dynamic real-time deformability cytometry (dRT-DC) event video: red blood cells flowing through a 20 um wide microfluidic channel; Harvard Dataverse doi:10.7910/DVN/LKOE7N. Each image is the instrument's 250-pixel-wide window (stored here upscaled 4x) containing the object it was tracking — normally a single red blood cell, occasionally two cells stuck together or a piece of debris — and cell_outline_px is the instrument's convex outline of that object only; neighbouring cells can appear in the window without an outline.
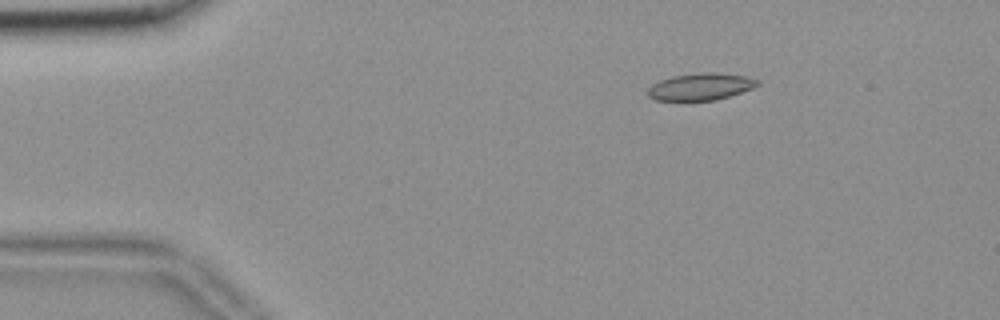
{"species": "common noctule bat (a hibernating species)", "species_latin": "Nyctalus noctula", "temperature_condition": "room temperature", "stored_images_in_passage": 47, "camera_frame_rate_fps": 3000, "um_per_image_px": 0.085, "animal": {"sex": "female", "body_mass_g": 18.4}, "frame": {"image": 1, "passage_image": 1, "time_ms": 0.0, "image_size_px": [1000, 320], "cell_outline_px": [[760, 84], [752, 88], [716, 100], [656, 100], [648, 96], [648, 88], [652, 84], [660, 80], [672, 76], [700, 72], [716, 72], [748, 76], [760, 80]], "centroid_in_image_um": [59.57, 7.35], "position_along_channel_um": 25.4, "area_um2": 17.28}}
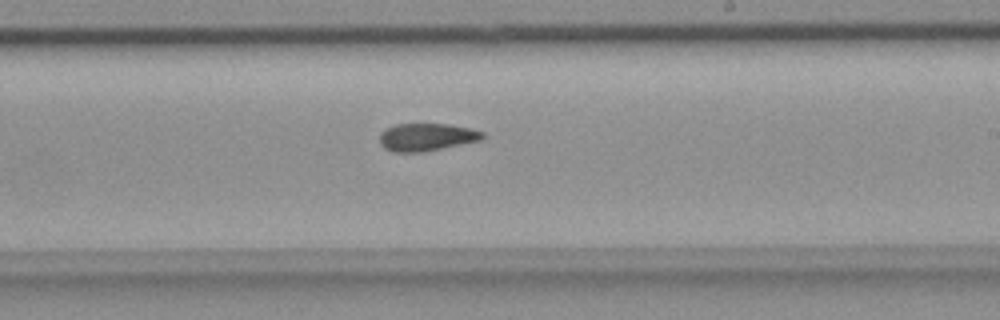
{"frame": {"image": 2, "passage_image": 25, "time_ms": 8.0, "image_size_px": [1000, 320], "cell_outline_px": [[484, 136], [480, 140], [424, 152], [392, 152], [384, 148], [380, 144], [380, 132], [396, 124], [448, 124], [472, 128], [484, 132]], "centroid_in_image_um": [36.25, 11.65], "position_along_channel_um": 252.7, "area_um2": 16.59}}
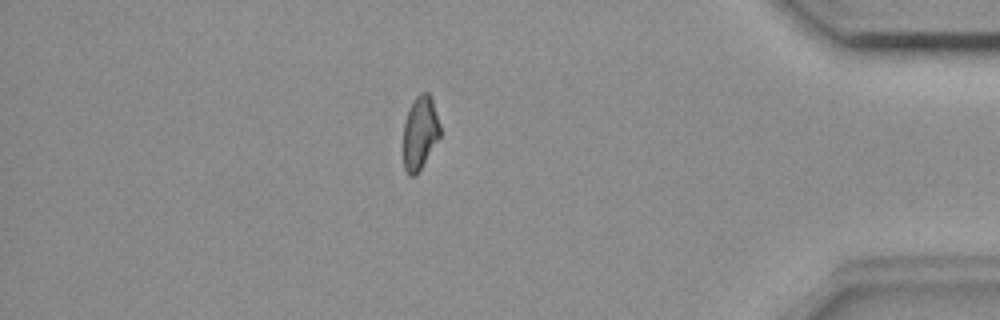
{"frame": {"image": 3, "passage_image": 40, "time_ms": 13.0, "image_size_px": [1000, 320], "cell_outline_px": [[440, 136], [416, 176], [408, 176], [404, 168], [404, 124], [408, 108], [412, 100], [420, 92], [428, 92], [432, 100], [440, 124]], "centroid_in_image_um": [35.69, 11.27], "position_along_channel_um": 399.5, "area_um2": 15.72}, "authors_computed_cell_mechanics": {"area_um2": 16.9932, "velocity_mm_per_s": 3.6762, "shape_relaxation_time_tau1_ms": null, "shape_relaxation_time_tau2_ms": 3.3837, "deformation_change_tau1": null, "deformation_change_tau2": 0.0901}}